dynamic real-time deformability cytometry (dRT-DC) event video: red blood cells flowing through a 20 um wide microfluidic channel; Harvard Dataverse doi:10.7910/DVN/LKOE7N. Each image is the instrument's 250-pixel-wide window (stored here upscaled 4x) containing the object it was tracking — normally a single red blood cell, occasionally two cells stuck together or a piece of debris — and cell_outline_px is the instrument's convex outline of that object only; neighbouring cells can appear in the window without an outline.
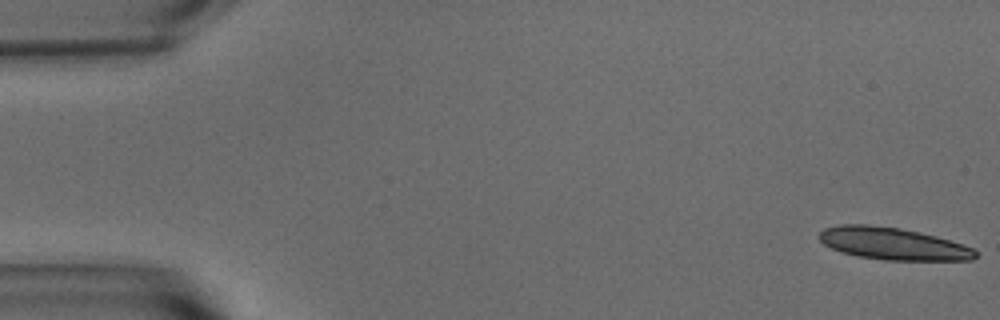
{"species": "common noctule bat (a hibernating species)", "species_latin": "Nyctalus noctula", "temperature_condition": "warm", "stored_images_in_passage": 20, "camera_frame_rate_fps": 3000, "um_per_image_px": 0.085, "animal": {"sex": "male", "body_mass_g": 15.6}, "frame": {"image": 1, "passage_image": 1, "time_ms": 0.0, "image_size_px": [1000, 320], "cell_outline_px": [[980, 252], [972, 260], [884, 260], [860, 256], [844, 252], [832, 248], [824, 244], [820, 240], [820, 232], [824, 228], [840, 224], [868, 224], [900, 228], [920, 232], [936, 236], [964, 244]], "centroid_in_image_um": [75.94, 20.7], "position_along_channel_um": 9.1, "area_um2": 29.25}}